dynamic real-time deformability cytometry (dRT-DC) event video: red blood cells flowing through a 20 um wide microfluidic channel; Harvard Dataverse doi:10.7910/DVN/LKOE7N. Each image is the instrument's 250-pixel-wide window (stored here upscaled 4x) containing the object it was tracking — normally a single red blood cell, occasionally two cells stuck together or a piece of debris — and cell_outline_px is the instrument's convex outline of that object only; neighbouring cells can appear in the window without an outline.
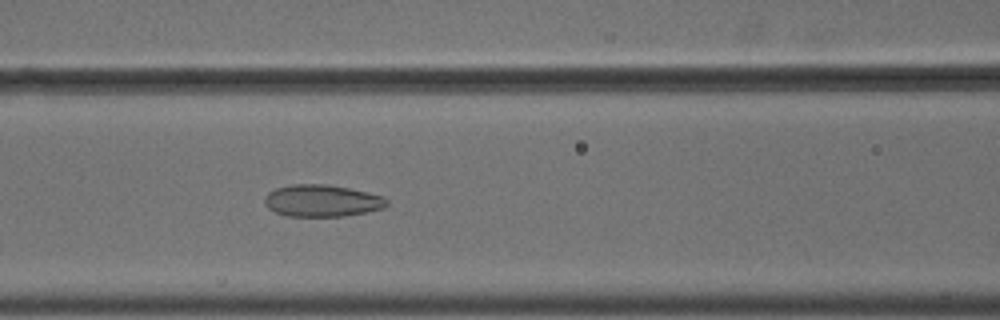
{"species": "common noctule bat (a hibernating species)", "species_latin": "Nyctalus noctula", "temperature_condition": "cold", "stored_images_in_passage": 56, "camera_frame_rate_fps": 3000, "um_per_image_px": 0.085, "animal": {"sex": "male", "body_mass_g": 18.8}, "frame": {"image": 1, "passage_image": 25, "time_ms": 8.0, "image_size_px": [1000, 320], "cell_outline_px": [[388, 204], [384, 208], [344, 216], [288, 216], [276, 212], [268, 208], [264, 204], [264, 196], [268, 192], [276, 188], [292, 184], [324, 184], [348, 188], [368, 192], [384, 196], [388, 200]], "centroid_in_image_um": [27.36, 17.06], "position_along_channel_um": 139.2, "area_um2": 22.77}}
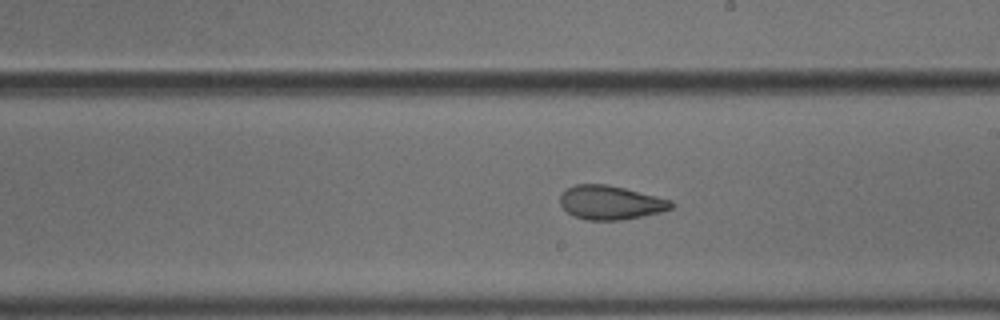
{"frame": {"image": 2, "passage_image": 33, "time_ms": 10.667, "image_size_px": [1000, 320], "cell_outline_px": [[672, 208], [660, 212], [644, 216], [620, 220], [588, 220], [576, 216], [568, 212], [560, 204], [560, 192], [576, 184], [608, 184], [672, 200]], "centroid_in_image_um": [51.88, 17.21], "position_along_channel_um": 237.1, "area_um2": 21.85}}
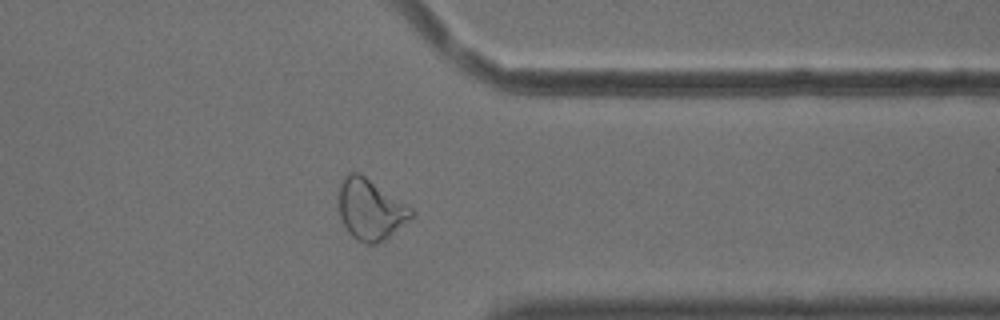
{"frame": {"image": 3, "passage_image": 45, "time_ms": 14.667, "image_size_px": [1000, 320], "cell_outline_px": [[412, 216], [408, 220], [384, 240], [376, 244], [368, 244], [356, 240], [348, 232], [340, 216], [340, 184], [344, 176], [348, 172], [356, 172], [364, 176], [412, 208]], "centroid_in_image_um": [31.46, 17.82], "position_along_channel_um": 379.9, "area_um2": 25.03}, "authors_computed_cell_mechanics": {"area_um2": 25.8077, "velocity_mm_per_s": 3.6714, "shape_relaxation_time_tau1_ms": null, "shape_relaxation_time_tau2_ms": 2.1325, "deformation_change_tau1": null, "deformation_change_tau2": 0.0932}}